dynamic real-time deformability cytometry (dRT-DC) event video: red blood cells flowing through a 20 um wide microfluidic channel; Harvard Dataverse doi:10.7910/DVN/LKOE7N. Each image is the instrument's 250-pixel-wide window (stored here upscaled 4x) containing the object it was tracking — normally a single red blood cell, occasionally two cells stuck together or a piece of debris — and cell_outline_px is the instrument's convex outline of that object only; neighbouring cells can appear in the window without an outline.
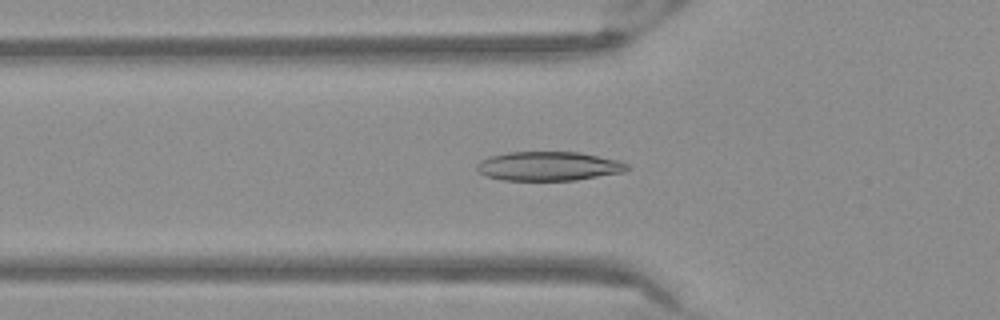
{"species": "Egyptian fruit bat (a non-hibernating species)", "species_latin": "Rousettus aegyptiacus", "temperature_condition": "warm", "stored_images_in_passage": 48, "camera_frame_rate_fps": 3000, "um_per_image_px": 0.085, "frame": {"image": 1, "passage_image": 19, "time_ms": 6.0, "image_size_px": [1000, 320], "cell_outline_px": [[608, 172], [588, 176], [564, 180], [516, 180], [492, 176], [504, 156], [528, 152], [564, 152], [592, 156], [604, 160]], "centroid_in_image_um": [46.67, 14.14], "position_along_channel_um": 79.1, "area_um2": 19.02}}
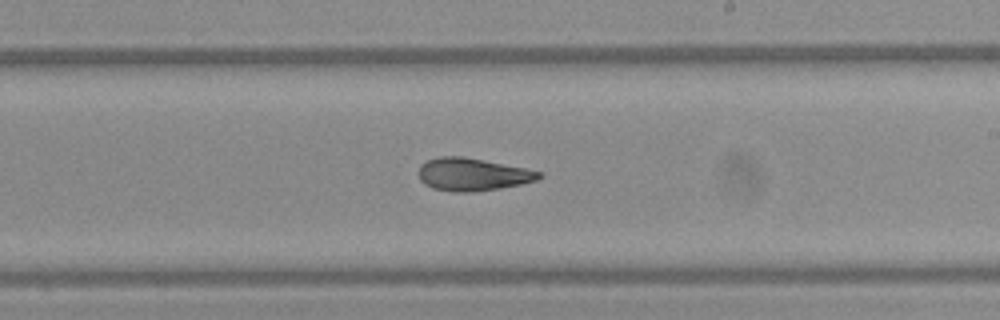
{"frame": {"image": 2, "passage_image": 32, "time_ms": 10.333, "image_size_px": [1000, 320], "cell_outline_px": [[540, 176], [532, 180], [512, 184], [488, 188], [440, 188], [428, 184], [424, 180], [420, 172], [424, 164], [432, 160], [476, 160], [536, 172]], "centroid_in_image_um": [40.16, 14.82], "position_along_channel_um": 248.8, "area_um2": 18.44}}
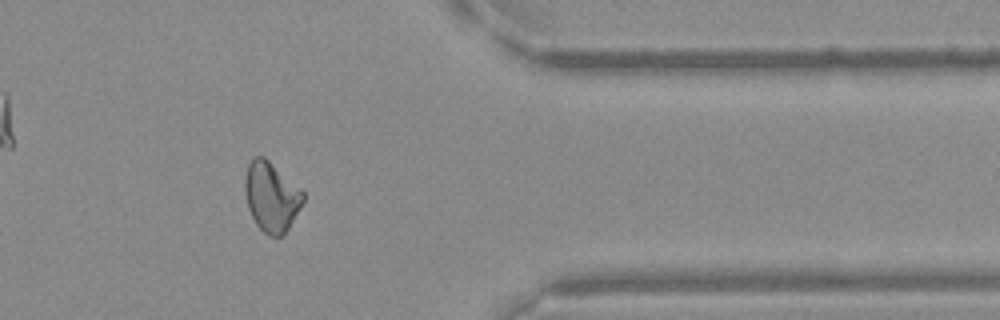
{"frame": {"image": 3, "passage_image": 44, "time_ms": 14.333, "image_size_px": [1000, 320], "cell_outline_px": [[304, 196], [300, 204], [284, 232], [280, 236], [268, 232], [256, 220], [248, 204], [248, 168], [252, 164], [264, 160], [304, 192]], "centroid_in_image_um": [23.13, 16.79], "position_along_channel_um": 388.3, "area_um2": 20.17}}